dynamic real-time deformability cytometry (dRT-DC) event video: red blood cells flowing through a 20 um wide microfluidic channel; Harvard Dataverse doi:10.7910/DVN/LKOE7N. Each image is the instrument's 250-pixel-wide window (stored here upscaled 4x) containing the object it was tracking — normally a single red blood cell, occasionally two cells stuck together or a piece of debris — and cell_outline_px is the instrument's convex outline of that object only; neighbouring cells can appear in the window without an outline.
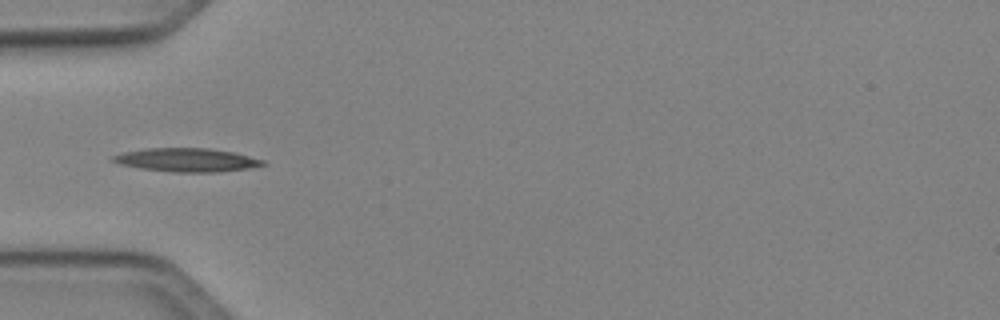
{"species": "Egyptian fruit bat (a non-hibernating species)", "species_latin": "Rousettus aegyptiacus", "temperature_condition": "cold", "stored_images_in_passage": 13, "camera_frame_rate_fps": 3000, "um_per_image_px": 0.085, "animal": {"sex": "female"}, "frame": {"image": 1, "passage_image": 3, "time_ms": 0.667, "image_size_px": [1000, 320], "cell_outline_px": [[268, 164], [248, 168], [220, 172], [172, 172], [140, 168], [120, 164], [112, 160], [112, 156], [124, 152], [144, 148], [208, 148], [232, 152], [264, 160]], "centroid_in_image_um": [15.88, 13.6], "position_along_channel_um": 69.1, "area_um2": 20.46}}
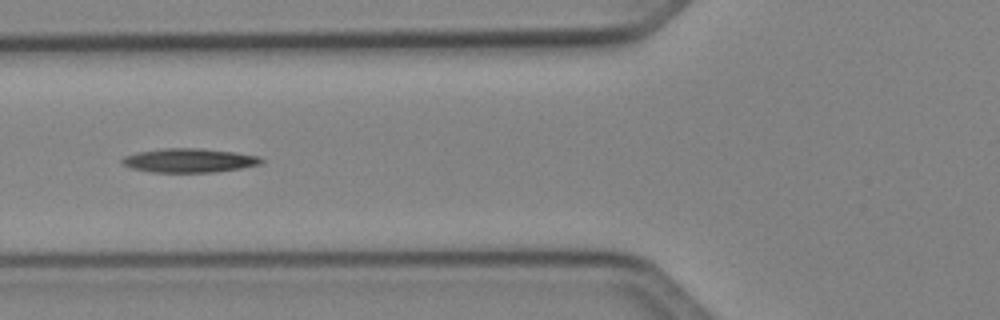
{"frame": {"image": 2, "passage_image": 6, "time_ms": 1.667, "image_size_px": [1000, 320], "cell_outline_px": [[264, 160], [260, 164], [240, 168], [212, 172], [152, 172], [132, 168], [124, 164], [120, 160], [124, 156], [136, 152], [164, 148], [200, 148], [236, 152], [256, 156]], "centroid_in_image_um": [16.05, 13.63], "position_along_channel_um": 109.7, "area_um2": 19.31}}